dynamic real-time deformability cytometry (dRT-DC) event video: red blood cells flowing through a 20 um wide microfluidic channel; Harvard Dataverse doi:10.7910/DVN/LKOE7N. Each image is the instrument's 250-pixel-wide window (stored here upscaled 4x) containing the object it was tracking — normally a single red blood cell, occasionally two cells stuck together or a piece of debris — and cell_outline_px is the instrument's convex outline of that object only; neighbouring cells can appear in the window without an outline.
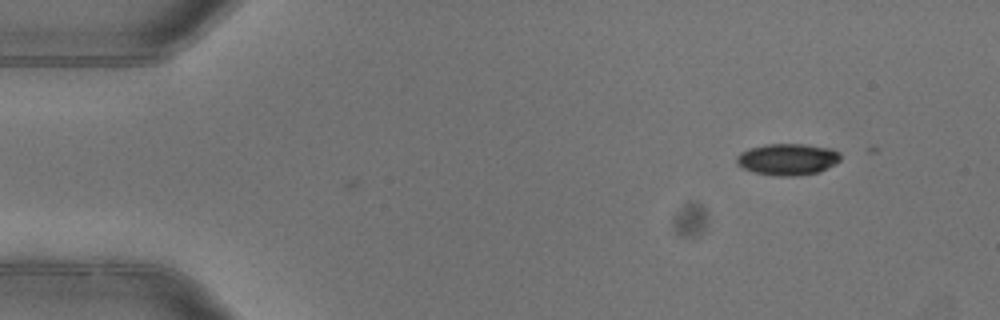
{"species": "common noctule bat (a hibernating species)", "species_latin": "Nyctalus noctula", "temperature_condition": "warm", "stored_images_in_passage": 3, "camera_frame_rate_fps": 3000, "um_per_image_px": 0.085, "animal": {"sex": "female"}, "frame": {"image": 1, "passage_image": 3, "time_ms": 0.667, "image_size_px": [1000, 320], "cell_outline_px": [[840, 160], [820, 172], [796, 176], [780, 176], [752, 172], [736, 164], [736, 156], [740, 152], [748, 148], [764, 144], [804, 144], [832, 148], [840, 152]], "centroid_in_image_um": [66.93, 13.53], "position_along_channel_um": 18.1, "area_um2": 19.31}}